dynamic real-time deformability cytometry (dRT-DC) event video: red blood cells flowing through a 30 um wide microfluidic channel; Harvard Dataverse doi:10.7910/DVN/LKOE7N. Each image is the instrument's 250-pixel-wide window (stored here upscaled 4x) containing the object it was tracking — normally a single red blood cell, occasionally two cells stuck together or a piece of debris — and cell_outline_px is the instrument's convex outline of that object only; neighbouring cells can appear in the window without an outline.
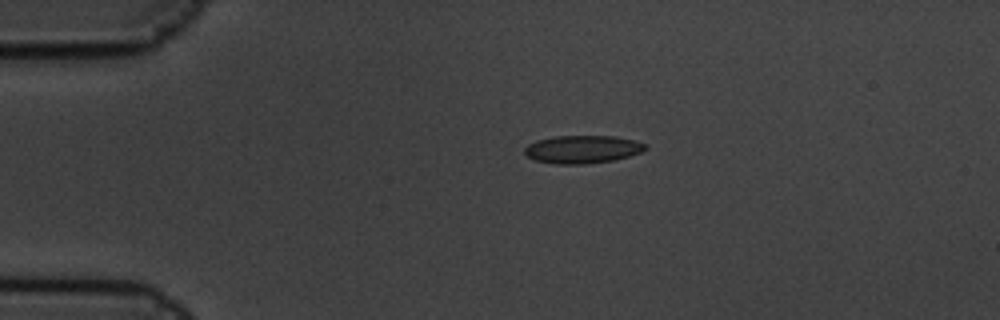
{"species": "common noctule bat (a hibernating species)", "species_latin": "Nyctalus noctula", "temperature_condition": "cold", "stored_images_in_passage": 10, "camera_frame_rate_fps": 3000, "um_per_image_px": 0.085, "animal": {"sex": "male", "body_mass_g": 19.5, "forearm_length_mm": 54.6}, "frame": {"image": 1, "passage_image": 3, "time_ms": 0.667, "image_size_px": [1000, 320], "cell_outline_px": [[648, 148], [640, 152], [616, 160], [584, 164], [556, 164], [536, 160], [528, 156], [524, 152], [524, 148], [528, 144], [536, 140], [552, 136], [616, 136], [648, 144]], "centroid_in_image_um": [49.51, 12.68], "position_along_channel_um": 35.5, "area_um2": 19.71}}
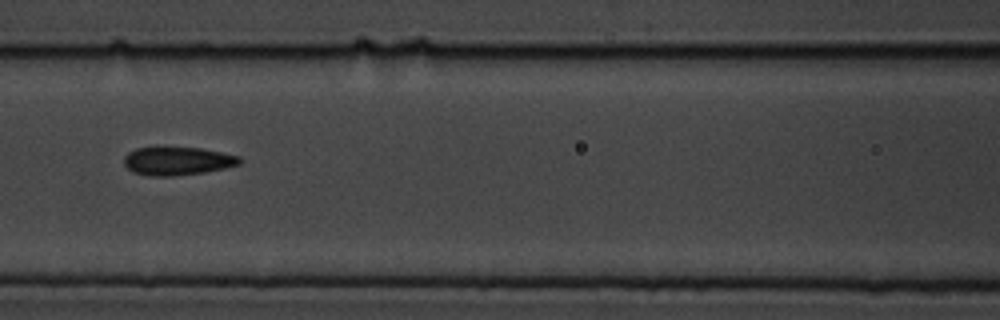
{"frame": {"image": 2, "passage_image": 7, "time_ms": 2.0, "image_size_px": [1000, 320], "cell_outline_px": [[244, 160], [240, 164], [224, 168], [204, 172], [172, 176], [152, 176], [132, 172], [124, 164], [124, 156], [128, 152], [136, 148], [200, 148], [240, 156]], "centroid_in_image_um": [15.09, 13.69], "position_along_channel_um": 151.5, "area_um2": 18.9}}
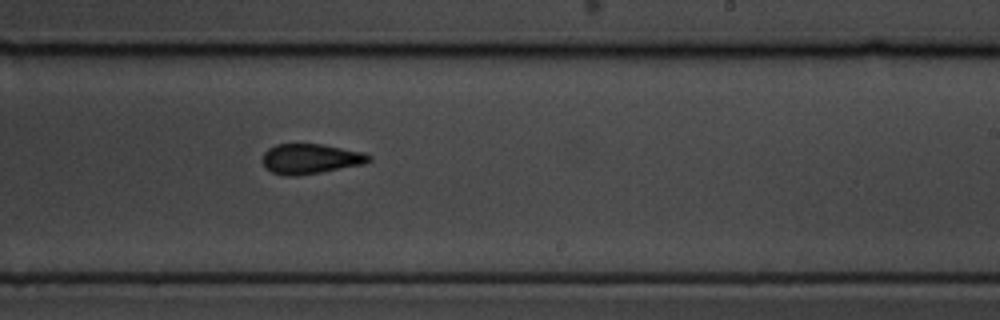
{"frame": {"image": 3, "passage_image": 10, "time_ms": 3.0, "image_size_px": [1000, 320], "cell_outline_px": [[372, 160], [364, 164], [320, 172], [296, 176], [284, 176], [272, 172], [264, 164], [264, 152], [268, 148], [276, 144], [324, 144], [364, 152], [372, 156]], "centroid_in_image_um": [26.43, 13.49], "position_along_channel_um": 262.6, "area_um2": 18.61}}